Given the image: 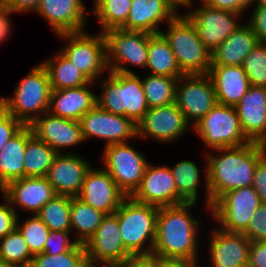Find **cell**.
Wrapping results in <instances>:
<instances>
[{"instance_id":"1","label":"cell","mask_w":266,"mask_h":267,"mask_svg":"<svg viewBox=\"0 0 266 267\" xmlns=\"http://www.w3.org/2000/svg\"><path fill=\"white\" fill-rule=\"evenodd\" d=\"M265 155L266 145L257 142L207 152L204 156L206 209L210 211L212 205L228 191L252 186L255 167Z\"/></svg>"},{"instance_id":"2","label":"cell","mask_w":266,"mask_h":267,"mask_svg":"<svg viewBox=\"0 0 266 267\" xmlns=\"http://www.w3.org/2000/svg\"><path fill=\"white\" fill-rule=\"evenodd\" d=\"M195 203L159 207L152 255L162 259H185L199 263L200 220L192 216Z\"/></svg>"},{"instance_id":"3","label":"cell","mask_w":266,"mask_h":267,"mask_svg":"<svg viewBox=\"0 0 266 267\" xmlns=\"http://www.w3.org/2000/svg\"><path fill=\"white\" fill-rule=\"evenodd\" d=\"M106 77L100 84L101 93L96 95L97 105L137 125L149 109L140 76L109 71Z\"/></svg>"},{"instance_id":"4","label":"cell","mask_w":266,"mask_h":267,"mask_svg":"<svg viewBox=\"0 0 266 267\" xmlns=\"http://www.w3.org/2000/svg\"><path fill=\"white\" fill-rule=\"evenodd\" d=\"M14 90L12 97H0V104L23 125H30L49 110L52 89L48 72L41 62L19 80Z\"/></svg>"},{"instance_id":"5","label":"cell","mask_w":266,"mask_h":267,"mask_svg":"<svg viewBox=\"0 0 266 267\" xmlns=\"http://www.w3.org/2000/svg\"><path fill=\"white\" fill-rule=\"evenodd\" d=\"M158 208L126 197L114 212L126 250L132 255H152L156 239Z\"/></svg>"},{"instance_id":"6","label":"cell","mask_w":266,"mask_h":267,"mask_svg":"<svg viewBox=\"0 0 266 267\" xmlns=\"http://www.w3.org/2000/svg\"><path fill=\"white\" fill-rule=\"evenodd\" d=\"M166 26V32L160 33L168 41L180 71L184 75L207 74L211 67V53L199 38L195 25L180 10Z\"/></svg>"},{"instance_id":"7","label":"cell","mask_w":266,"mask_h":267,"mask_svg":"<svg viewBox=\"0 0 266 267\" xmlns=\"http://www.w3.org/2000/svg\"><path fill=\"white\" fill-rule=\"evenodd\" d=\"M56 37L67 43L59 50L91 82L97 83L108 73L106 64V40L102 32L88 34L80 32L62 33Z\"/></svg>"},{"instance_id":"8","label":"cell","mask_w":266,"mask_h":267,"mask_svg":"<svg viewBox=\"0 0 266 267\" xmlns=\"http://www.w3.org/2000/svg\"><path fill=\"white\" fill-rule=\"evenodd\" d=\"M192 130L210 151L250 142L242 132L236 108L219 103Z\"/></svg>"},{"instance_id":"9","label":"cell","mask_w":266,"mask_h":267,"mask_svg":"<svg viewBox=\"0 0 266 267\" xmlns=\"http://www.w3.org/2000/svg\"><path fill=\"white\" fill-rule=\"evenodd\" d=\"M106 40V64L108 71L135 73L128 66L146 70L148 60V33L127 31L121 28L103 32Z\"/></svg>"},{"instance_id":"10","label":"cell","mask_w":266,"mask_h":267,"mask_svg":"<svg viewBox=\"0 0 266 267\" xmlns=\"http://www.w3.org/2000/svg\"><path fill=\"white\" fill-rule=\"evenodd\" d=\"M129 142L103 147L102 164L117 187L130 197L140 186L147 161L144 153L137 151Z\"/></svg>"},{"instance_id":"11","label":"cell","mask_w":266,"mask_h":267,"mask_svg":"<svg viewBox=\"0 0 266 267\" xmlns=\"http://www.w3.org/2000/svg\"><path fill=\"white\" fill-rule=\"evenodd\" d=\"M260 204L257 191L252 186L243 187L225 193L208 213L220 229L243 233Z\"/></svg>"},{"instance_id":"12","label":"cell","mask_w":266,"mask_h":267,"mask_svg":"<svg viewBox=\"0 0 266 267\" xmlns=\"http://www.w3.org/2000/svg\"><path fill=\"white\" fill-rule=\"evenodd\" d=\"M217 103L215 89L207 74L183 75L178 79L175 104L192 127Z\"/></svg>"},{"instance_id":"13","label":"cell","mask_w":266,"mask_h":267,"mask_svg":"<svg viewBox=\"0 0 266 267\" xmlns=\"http://www.w3.org/2000/svg\"><path fill=\"white\" fill-rule=\"evenodd\" d=\"M198 2L201 3L200 6L193 8L195 6L193 0L186 7L190 10L184 14L195 25L205 48L212 53L241 25L239 19L243 18L241 17L243 14L212 8L200 0Z\"/></svg>"},{"instance_id":"14","label":"cell","mask_w":266,"mask_h":267,"mask_svg":"<svg viewBox=\"0 0 266 267\" xmlns=\"http://www.w3.org/2000/svg\"><path fill=\"white\" fill-rule=\"evenodd\" d=\"M80 124L85 142L99 138L105 140L104 147L137 138V125L130 118L109 113L98 105L81 117Z\"/></svg>"},{"instance_id":"15","label":"cell","mask_w":266,"mask_h":267,"mask_svg":"<svg viewBox=\"0 0 266 267\" xmlns=\"http://www.w3.org/2000/svg\"><path fill=\"white\" fill-rule=\"evenodd\" d=\"M193 128L175 103L149 108L137 124L136 139H154L160 143H173ZM179 139V140H178Z\"/></svg>"},{"instance_id":"16","label":"cell","mask_w":266,"mask_h":267,"mask_svg":"<svg viewBox=\"0 0 266 267\" xmlns=\"http://www.w3.org/2000/svg\"><path fill=\"white\" fill-rule=\"evenodd\" d=\"M86 259L112 267L132 256L125 248L115 213L105 215L95 233L84 244Z\"/></svg>"},{"instance_id":"17","label":"cell","mask_w":266,"mask_h":267,"mask_svg":"<svg viewBox=\"0 0 266 267\" xmlns=\"http://www.w3.org/2000/svg\"><path fill=\"white\" fill-rule=\"evenodd\" d=\"M33 135L45 142L58 154H66L65 148L85 142L80 121L62 118L46 112L30 125Z\"/></svg>"},{"instance_id":"18","label":"cell","mask_w":266,"mask_h":267,"mask_svg":"<svg viewBox=\"0 0 266 267\" xmlns=\"http://www.w3.org/2000/svg\"><path fill=\"white\" fill-rule=\"evenodd\" d=\"M0 192L18 216V209L31 213V215L37 214L56 195L46 177L19 178L9 182Z\"/></svg>"},{"instance_id":"19","label":"cell","mask_w":266,"mask_h":267,"mask_svg":"<svg viewBox=\"0 0 266 267\" xmlns=\"http://www.w3.org/2000/svg\"><path fill=\"white\" fill-rule=\"evenodd\" d=\"M130 197L136 202L156 207L176 206L177 189L169 166H155L149 162L140 186Z\"/></svg>"},{"instance_id":"20","label":"cell","mask_w":266,"mask_h":267,"mask_svg":"<svg viewBox=\"0 0 266 267\" xmlns=\"http://www.w3.org/2000/svg\"><path fill=\"white\" fill-rule=\"evenodd\" d=\"M77 197L87 205L108 215L113 214L127 196L117 187L104 167L94 169L91 166Z\"/></svg>"},{"instance_id":"21","label":"cell","mask_w":266,"mask_h":267,"mask_svg":"<svg viewBox=\"0 0 266 267\" xmlns=\"http://www.w3.org/2000/svg\"><path fill=\"white\" fill-rule=\"evenodd\" d=\"M86 8L82 0H40L34 13L47 20L58 35L86 30Z\"/></svg>"},{"instance_id":"22","label":"cell","mask_w":266,"mask_h":267,"mask_svg":"<svg viewBox=\"0 0 266 267\" xmlns=\"http://www.w3.org/2000/svg\"><path fill=\"white\" fill-rule=\"evenodd\" d=\"M91 163L77 153L58 154L50 167L46 178L56 195L77 197Z\"/></svg>"},{"instance_id":"23","label":"cell","mask_w":266,"mask_h":267,"mask_svg":"<svg viewBox=\"0 0 266 267\" xmlns=\"http://www.w3.org/2000/svg\"><path fill=\"white\" fill-rule=\"evenodd\" d=\"M208 246L211 267H247L251 241L243 234L219 227L211 230Z\"/></svg>"},{"instance_id":"24","label":"cell","mask_w":266,"mask_h":267,"mask_svg":"<svg viewBox=\"0 0 266 267\" xmlns=\"http://www.w3.org/2000/svg\"><path fill=\"white\" fill-rule=\"evenodd\" d=\"M178 13L179 9L169 0H132L128 19L121 29L160 33V25L164 21L167 24Z\"/></svg>"},{"instance_id":"25","label":"cell","mask_w":266,"mask_h":267,"mask_svg":"<svg viewBox=\"0 0 266 267\" xmlns=\"http://www.w3.org/2000/svg\"><path fill=\"white\" fill-rule=\"evenodd\" d=\"M235 108L244 136L266 145V87L251 85Z\"/></svg>"},{"instance_id":"26","label":"cell","mask_w":266,"mask_h":267,"mask_svg":"<svg viewBox=\"0 0 266 267\" xmlns=\"http://www.w3.org/2000/svg\"><path fill=\"white\" fill-rule=\"evenodd\" d=\"M207 75L222 105L235 107L251 86L242 66L211 65Z\"/></svg>"},{"instance_id":"27","label":"cell","mask_w":266,"mask_h":267,"mask_svg":"<svg viewBox=\"0 0 266 267\" xmlns=\"http://www.w3.org/2000/svg\"><path fill=\"white\" fill-rule=\"evenodd\" d=\"M89 82L83 86L69 89L51 90L49 110L53 115L80 121L81 117L97 105L96 94Z\"/></svg>"},{"instance_id":"28","label":"cell","mask_w":266,"mask_h":267,"mask_svg":"<svg viewBox=\"0 0 266 267\" xmlns=\"http://www.w3.org/2000/svg\"><path fill=\"white\" fill-rule=\"evenodd\" d=\"M257 43L251 27L243 23L211 53V65L242 66Z\"/></svg>"},{"instance_id":"29","label":"cell","mask_w":266,"mask_h":267,"mask_svg":"<svg viewBox=\"0 0 266 267\" xmlns=\"http://www.w3.org/2000/svg\"><path fill=\"white\" fill-rule=\"evenodd\" d=\"M26 144L27 125H24L0 150V190L9 182L25 177Z\"/></svg>"},{"instance_id":"30","label":"cell","mask_w":266,"mask_h":267,"mask_svg":"<svg viewBox=\"0 0 266 267\" xmlns=\"http://www.w3.org/2000/svg\"><path fill=\"white\" fill-rule=\"evenodd\" d=\"M146 68L149 74L180 78L184 74L180 71L176 57L168 41L161 33H148V60Z\"/></svg>"},{"instance_id":"31","label":"cell","mask_w":266,"mask_h":267,"mask_svg":"<svg viewBox=\"0 0 266 267\" xmlns=\"http://www.w3.org/2000/svg\"><path fill=\"white\" fill-rule=\"evenodd\" d=\"M41 63L48 72L52 90L77 88L90 82L61 52L48 56Z\"/></svg>"},{"instance_id":"32","label":"cell","mask_w":266,"mask_h":267,"mask_svg":"<svg viewBox=\"0 0 266 267\" xmlns=\"http://www.w3.org/2000/svg\"><path fill=\"white\" fill-rule=\"evenodd\" d=\"M58 153L37 139L27 125V144L24 155L25 177H46Z\"/></svg>"},{"instance_id":"33","label":"cell","mask_w":266,"mask_h":267,"mask_svg":"<svg viewBox=\"0 0 266 267\" xmlns=\"http://www.w3.org/2000/svg\"><path fill=\"white\" fill-rule=\"evenodd\" d=\"M104 213L87 205L78 197H71V232L79 244H85L101 224Z\"/></svg>"},{"instance_id":"34","label":"cell","mask_w":266,"mask_h":267,"mask_svg":"<svg viewBox=\"0 0 266 267\" xmlns=\"http://www.w3.org/2000/svg\"><path fill=\"white\" fill-rule=\"evenodd\" d=\"M174 177L177 189V205L183 203H197L199 198V186L201 185L198 165L191 160H182L173 167H169Z\"/></svg>"},{"instance_id":"35","label":"cell","mask_w":266,"mask_h":267,"mask_svg":"<svg viewBox=\"0 0 266 267\" xmlns=\"http://www.w3.org/2000/svg\"><path fill=\"white\" fill-rule=\"evenodd\" d=\"M147 74L141 82L149 108L175 103L176 84L179 78Z\"/></svg>"},{"instance_id":"36","label":"cell","mask_w":266,"mask_h":267,"mask_svg":"<svg viewBox=\"0 0 266 267\" xmlns=\"http://www.w3.org/2000/svg\"><path fill=\"white\" fill-rule=\"evenodd\" d=\"M70 208V196L55 195L36 215L49 230L71 231Z\"/></svg>"},{"instance_id":"37","label":"cell","mask_w":266,"mask_h":267,"mask_svg":"<svg viewBox=\"0 0 266 267\" xmlns=\"http://www.w3.org/2000/svg\"><path fill=\"white\" fill-rule=\"evenodd\" d=\"M32 258L33 255L17 228L0 238V261L12 267H30Z\"/></svg>"},{"instance_id":"38","label":"cell","mask_w":266,"mask_h":267,"mask_svg":"<svg viewBox=\"0 0 266 267\" xmlns=\"http://www.w3.org/2000/svg\"><path fill=\"white\" fill-rule=\"evenodd\" d=\"M20 217L19 215L17 218L16 228L24 237L31 254L34 256L43 253L44 244L50 232L49 228L36 214L27 218L23 224H21V220H19Z\"/></svg>"},{"instance_id":"39","label":"cell","mask_w":266,"mask_h":267,"mask_svg":"<svg viewBox=\"0 0 266 267\" xmlns=\"http://www.w3.org/2000/svg\"><path fill=\"white\" fill-rule=\"evenodd\" d=\"M132 0H107V4L95 15L100 32L121 28L128 19Z\"/></svg>"},{"instance_id":"40","label":"cell","mask_w":266,"mask_h":267,"mask_svg":"<svg viewBox=\"0 0 266 267\" xmlns=\"http://www.w3.org/2000/svg\"><path fill=\"white\" fill-rule=\"evenodd\" d=\"M86 259L83 244H78L74 249L62 254L49 255L39 253L33 256L30 267H79Z\"/></svg>"},{"instance_id":"41","label":"cell","mask_w":266,"mask_h":267,"mask_svg":"<svg viewBox=\"0 0 266 267\" xmlns=\"http://www.w3.org/2000/svg\"><path fill=\"white\" fill-rule=\"evenodd\" d=\"M252 86L266 87V44L257 43L242 65Z\"/></svg>"},{"instance_id":"42","label":"cell","mask_w":266,"mask_h":267,"mask_svg":"<svg viewBox=\"0 0 266 267\" xmlns=\"http://www.w3.org/2000/svg\"><path fill=\"white\" fill-rule=\"evenodd\" d=\"M71 231L50 230L47 241L44 244V253L49 255L62 254L74 249L79 243L70 239Z\"/></svg>"},{"instance_id":"43","label":"cell","mask_w":266,"mask_h":267,"mask_svg":"<svg viewBox=\"0 0 266 267\" xmlns=\"http://www.w3.org/2000/svg\"><path fill=\"white\" fill-rule=\"evenodd\" d=\"M243 234L251 241H266V204L261 203Z\"/></svg>"},{"instance_id":"44","label":"cell","mask_w":266,"mask_h":267,"mask_svg":"<svg viewBox=\"0 0 266 267\" xmlns=\"http://www.w3.org/2000/svg\"><path fill=\"white\" fill-rule=\"evenodd\" d=\"M23 126L0 104V150Z\"/></svg>"},{"instance_id":"45","label":"cell","mask_w":266,"mask_h":267,"mask_svg":"<svg viewBox=\"0 0 266 267\" xmlns=\"http://www.w3.org/2000/svg\"><path fill=\"white\" fill-rule=\"evenodd\" d=\"M251 10L249 21L246 23L257 36L258 42L266 44V7L254 6Z\"/></svg>"},{"instance_id":"46","label":"cell","mask_w":266,"mask_h":267,"mask_svg":"<svg viewBox=\"0 0 266 267\" xmlns=\"http://www.w3.org/2000/svg\"><path fill=\"white\" fill-rule=\"evenodd\" d=\"M0 203V238L16 228L18 215L11 204L2 196Z\"/></svg>"},{"instance_id":"47","label":"cell","mask_w":266,"mask_h":267,"mask_svg":"<svg viewBox=\"0 0 266 267\" xmlns=\"http://www.w3.org/2000/svg\"><path fill=\"white\" fill-rule=\"evenodd\" d=\"M252 187L257 191L261 203L266 204V155L255 167Z\"/></svg>"},{"instance_id":"48","label":"cell","mask_w":266,"mask_h":267,"mask_svg":"<svg viewBox=\"0 0 266 267\" xmlns=\"http://www.w3.org/2000/svg\"><path fill=\"white\" fill-rule=\"evenodd\" d=\"M247 267H266V241L251 242Z\"/></svg>"},{"instance_id":"49","label":"cell","mask_w":266,"mask_h":267,"mask_svg":"<svg viewBox=\"0 0 266 267\" xmlns=\"http://www.w3.org/2000/svg\"><path fill=\"white\" fill-rule=\"evenodd\" d=\"M40 0H0L3 7L17 14L35 12Z\"/></svg>"},{"instance_id":"50","label":"cell","mask_w":266,"mask_h":267,"mask_svg":"<svg viewBox=\"0 0 266 267\" xmlns=\"http://www.w3.org/2000/svg\"><path fill=\"white\" fill-rule=\"evenodd\" d=\"M112 267H154L153 255H134L125 258Z\"/></svg>"},{"instance_id":"51","label":"cell","mask_w":266,"mask_h":267,"mask_svg":"<svg viewBox=\"0 0 266 267\" xmlns=\"http://www.w3.org/2000/svg\"><path fill=\"white\" fill-rule=\"evenodd\" d=\"M12 14H17L13 11L7 10L3 7V5L0 2V45L7 40L9 34L11 33L10 30H12V23L10 19V16Z\"/></svg>"},{"instance_id":"52","label":"cell","mask_w":266,"mask_h":267,"mask_svg":"<svg viewBox=\"0 0 266 267\" xmlns=\"http://www.w3.org/2000/svg\"><path fill=\"white\" fill-rule=\"evenodd\" d=\"M196 263L185 259H162L154 256V267H201Z\"/></svg>"},{"instance_id":"53","label":"cell","mask_w":266,"mask_h":267,"mask_svg":"<svg viewBox=\"0 0 266 267\" xmlns=\"http://www.w3.org/2000/svg\"><path fill=\"white\" fill-rule=\"evenodd\" d=\"M206 6L236 13V0H200Z\"/></svg>"},{"instance_id":"54","label":"cell","mask_w":266,"mask_h":267,"mask_svg":"<svg viewBox=\"0 0 266 267\" xmlns=\"http://www.w3.org/2000/svg\"><path fill=\"white\" fill-rule=\"evenodd\" d=\"M255 3L256 0H236V13L244 14L247 10L252 9Z\"/></svg>"},{"instance_id":"55","label":"cell","mask_w":266,"mask_h":267,"mask_svg":"<svg viewBox=\"0 0 266 267\" xmlns=\"http://www.w3.org/2000/svg\"><path fill=\"white\" fill-rule=\"evenodd\" d=\"M94 5L92 7V11L88 10V14L92 17L93 15L95 16L106 4H107V0H93L92 1Z\"/></svg>"},{"instance_id":"56","label":"cell","mask_w":266,"mask_h":267,"mask_svg":"<svg viewBox=\"0 0 266 267\" xmlns=\"http://www.w3.org/2000/svg\"><path fill=\"white\" fill-rule=\"evenodd\" d=\"M79 267H108L104 264L101 263H97L95 261H91L89 259H85L80 265Z\"/></svg>"},{"instance_id":"57","label":"cell","mask_w":266,"mask_h":267,"mask_svg":"<svg viewBox=\"0 0 266 267\" xmlns=\"http://www.w3.org/2000/svg\"><path fill=\"white\" fill-rule=\"evenodd\" d=\"M169 1L172 2L178 9H180L181 7L186 8L193 0H169Z\"/></svg>"},{"instance_id":"58","label":"cell","mask_w":266,"mask_h":267,"mask_svg":"<svg viewBox=\"0 0 266 267\" xmlns=\"http://www.w3.org/2000/svg\"><path fill=\"white\" fill-rule=\"evenodd\" d=\"M255 6L266 7V0H256Z\"/></svg>"},{"instance_id":"59","label":"cell","mask_w":266,"mask_h":267,"mask_svg":"<svg viewBox=\"0 0 266 267\" xmlns=\"http://www.w3.org/2000/svg\"><path fill=\"white\" fill-rule=\"evenodd\" d=\"M0 267H12V266L0 261Z\"/></svg>"}]
</instances>
